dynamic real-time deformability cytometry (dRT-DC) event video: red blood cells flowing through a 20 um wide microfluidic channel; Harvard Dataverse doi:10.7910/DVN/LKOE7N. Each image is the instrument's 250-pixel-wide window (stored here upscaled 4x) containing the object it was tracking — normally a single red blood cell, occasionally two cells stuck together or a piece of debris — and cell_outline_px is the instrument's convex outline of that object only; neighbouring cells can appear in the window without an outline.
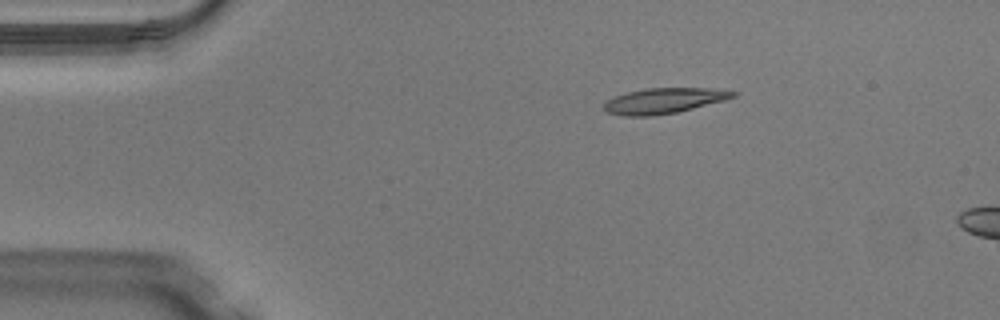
{"species": "Egyptian fruit bat (a non-hibernating species)", "species_latin": "Rousettus aegyptiacus", "temperature_condition": "warm", "stored_images_in_passage": 6, "camera_frame_rate_fps": 3000, "um_per_image_px": 0.085, "animal": {"sex": "male"}, "frame": {"image": 1, "passage_image": 2, "time_ms": 0.333, "image_size_px": [1000, 320], "cell_outline_px": [[740, 92], [736, 96], [724, 100], [676, 112], [652, 116], [624, 116], [608, 112], [604, 108], [604, 104], [608, 100], [616, 96], [628, 92], [648, 88], [712, 88]], "centroid_in_image_um": [56.47, 8.56], "position_along_channel_um": 28.5, "area_um2": 18.9}}